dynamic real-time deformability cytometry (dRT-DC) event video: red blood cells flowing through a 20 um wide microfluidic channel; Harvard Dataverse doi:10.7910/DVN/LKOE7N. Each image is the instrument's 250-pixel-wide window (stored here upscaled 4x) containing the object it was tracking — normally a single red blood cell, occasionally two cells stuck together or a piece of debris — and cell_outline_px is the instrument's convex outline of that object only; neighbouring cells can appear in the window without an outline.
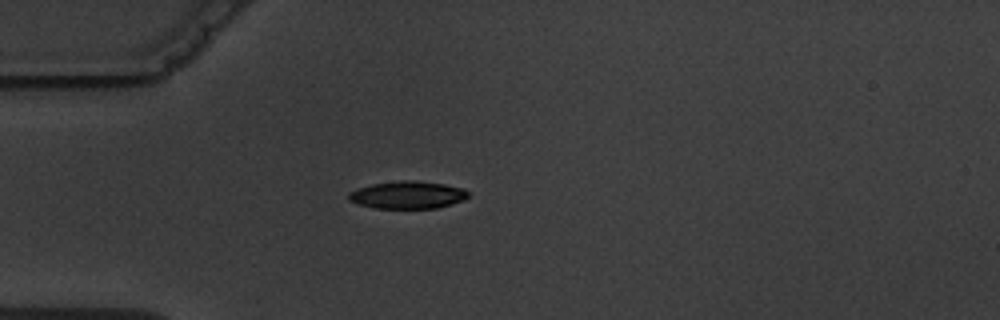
{"species": "common noctule bat (a hibernating species)", "species_latin": "Nyctalus noctula", "temperature_condition": "warm", "stored_images_in_passage": 2, "camera_frame_rate_fps": 3000, "um_per_image_px": 0.085, "animal": {"sex": "male", "body_mass_g": 19.5, "forearm_length_mm": 54.6}, "frame": {"image": 1, "passage_image": 1, "time_ms": 0.0, "image_size_px": [1000, 320], "cell_outline_px": [[468, 196], [464, 200], [452, 204], [436, 208], [372, 208], [348, 200], [348, 192], [356, 188], [372, 184], [404, 180], [416, 180], [444, 184], [464, 188], [468, 192]], "centroid_in_image_um": [34.64, 16.56], "position_along_channel_um": 50.4, "area_um2": 19.25}}